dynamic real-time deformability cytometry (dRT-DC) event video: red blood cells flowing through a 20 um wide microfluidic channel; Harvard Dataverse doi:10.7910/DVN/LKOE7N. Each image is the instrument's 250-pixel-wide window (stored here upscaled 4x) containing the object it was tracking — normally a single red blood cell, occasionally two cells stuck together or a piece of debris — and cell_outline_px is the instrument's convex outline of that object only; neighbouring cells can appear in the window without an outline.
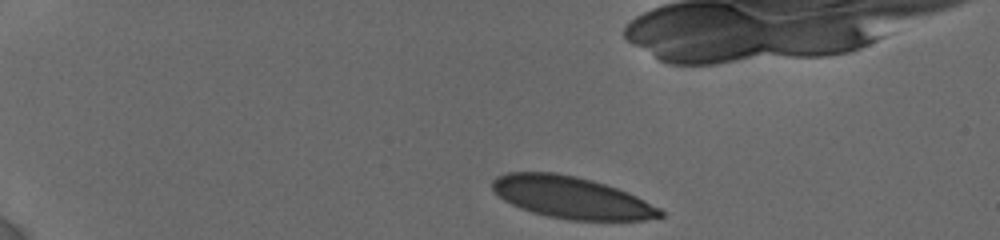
{"species": "human", "species_latin": "Homo sapiens", "temperature_condition": "cold", "stored_images_in_passage": 5, "camera_frame_rate_fps": 3000, "um_per_image_px": 0.085, "donor": {"sex": "female"}, "frame": {"image": 1, "passage_image": 1, "time_ms": 0.0, "image_size_px": [1000, 240], "cell_outline_px": [[664, 216], [644, 220], [572, 220], [548, 216], [532, 212], [520, 208], [504, 200], [492, 188], [492, 180], [496, 176], [508, 172], [556, 172], [576, 176], [592, 180], [628, 192], [660, 208], [664, 212]], "centroid_in_image_um": [48.57, 16.78], "position_along_channel_um": 36.4, "area_um2": 40.81}}
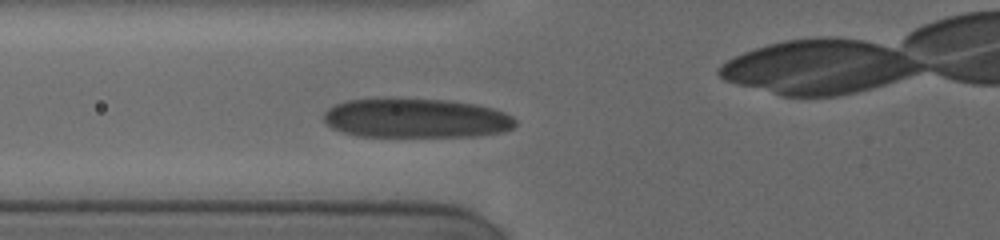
{"frame": {"image": 2, "passage_image": 5, "time_ms": 3.667, "image_size_px": [1000, 240], "cell_outline_px": [[516, 124], [512, 128], [504, 132], [476, 136], [356, 136], [332, 128], [324, 120], [324, 112], [328, 108], [336, 104], [348, 100], [448, 100], [476, 104], [492, 108], [504, 112], [512, 116], [516, 120]], "centroid_in_image_um": [35.41, 10.07], "position_along_channel_um": 90.4, "area_um2": 43.41}}